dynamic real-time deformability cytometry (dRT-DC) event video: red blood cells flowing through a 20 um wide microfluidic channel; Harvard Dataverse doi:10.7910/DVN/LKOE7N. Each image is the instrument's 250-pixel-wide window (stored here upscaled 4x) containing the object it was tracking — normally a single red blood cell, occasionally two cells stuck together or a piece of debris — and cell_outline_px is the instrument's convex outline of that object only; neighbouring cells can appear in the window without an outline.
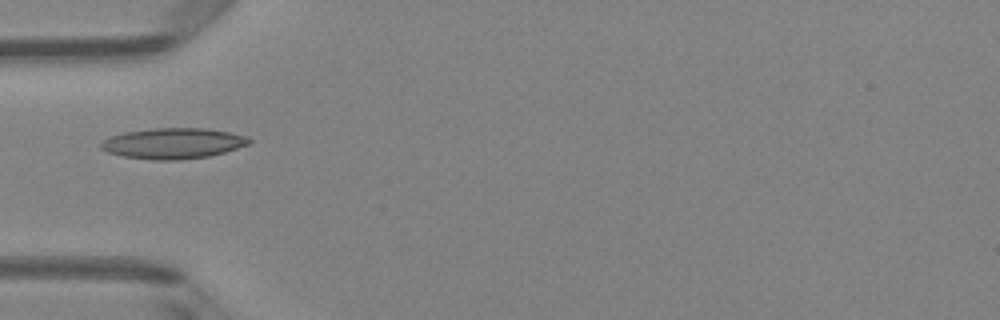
{"species": "Egyptian fruit bat (a non-hibernating species)", "species_latin": "Rousettus aegyptiacus", "temperature_condition": "room temperature", "stored_images_in_passage": 3, "camera_frame_rate_fps": 3000, "um_per_image_px": 0.085, "animal": {"sex": "female"}, "frame": {"image": 1, "passage_image": 3, "time_ms": 2.333, "image_size_px": [1000, 320], "cell_outline_px": [[252, 144], [224, 152], [208, 156], [180, 160], [152, 160], [124, 156], [108, 152], [100, 148], [100, 144], [104, 140], [112, 136], [124, 132], [152, 128], [208, 128], [248, 136], [252, 140]], "centroid_in_image_um": [14.76, 12.18], "position_along_channel_um": 70.2, "area_um2": 26.59}}